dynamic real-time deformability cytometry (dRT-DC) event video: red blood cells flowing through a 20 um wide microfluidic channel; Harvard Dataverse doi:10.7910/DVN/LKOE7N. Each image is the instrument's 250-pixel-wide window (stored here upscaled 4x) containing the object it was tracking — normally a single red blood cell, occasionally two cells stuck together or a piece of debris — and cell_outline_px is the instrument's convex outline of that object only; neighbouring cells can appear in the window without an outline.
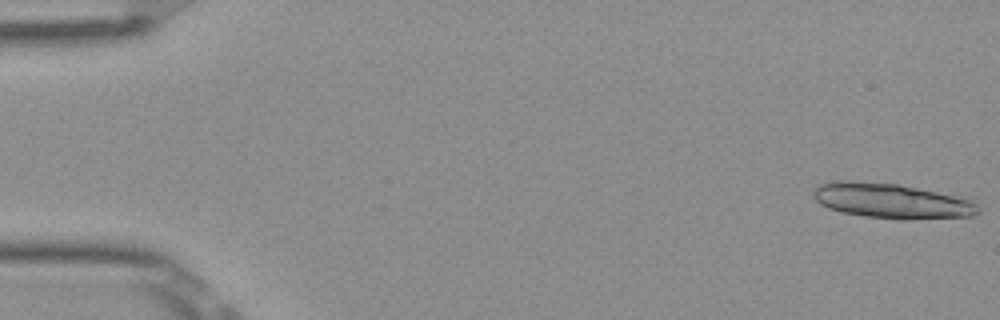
{"species": "Egyptian fruit bat (a non-hibernating species)", "species_latin": "Rousettus aegyptiacus", "temperature_condition": "room temperature", "stored_images_in_passage": 22, "camera_frame_rate_fps": 3000, "um_per_image_px": 0.085, "frame": {"image": 1, "passage_image": 1, "time_ms": 0.0, "image_size_px": [1000, 320], "cell_outline_px": [[980, 212], [972, 216], [904, 220], [896, 220], [864, 216], [840, 212], [828, 208], [820, 204], [812, 196], [812, 192], [820, 184], [836, 180], [852, 180], [896, 184], [916, 188], [952, 196], [968, 200], [976, 204], [980, 208]], "centroid_in_image_um": [75.7, 17.09], "position_along_channel_um": 9.3, "area_um2": 33.47}}
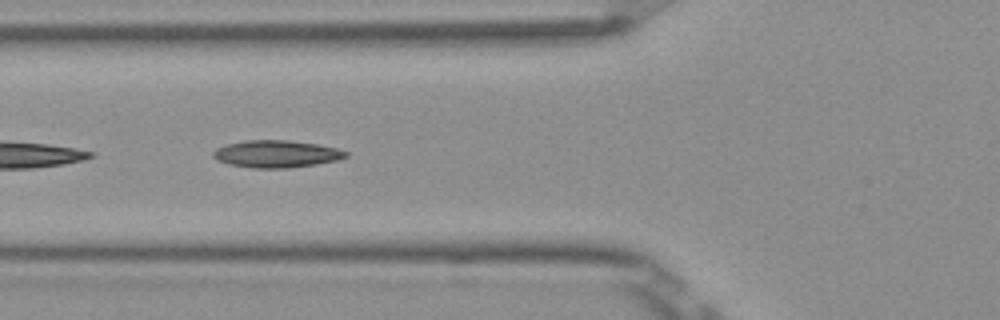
{"frame": {"image": 2, "passage_image": 20, "time_ms": 6.333, "image_size_px": [1000, 320], "cell_outline_px": [[348, 156], [336, 160], [316, 164], [288, 168], [252, 168], [228, 164], [216, 160], [212, 156], [212, 152], [216, 148], [224, 144], [244, 140], [288, 140], [316, 144], [336, 148], [348, 152]], "centroid_in_image_um": [23.43, 13.08], "position_along_channel_um": 102.4, "area_um2": 21.15}}